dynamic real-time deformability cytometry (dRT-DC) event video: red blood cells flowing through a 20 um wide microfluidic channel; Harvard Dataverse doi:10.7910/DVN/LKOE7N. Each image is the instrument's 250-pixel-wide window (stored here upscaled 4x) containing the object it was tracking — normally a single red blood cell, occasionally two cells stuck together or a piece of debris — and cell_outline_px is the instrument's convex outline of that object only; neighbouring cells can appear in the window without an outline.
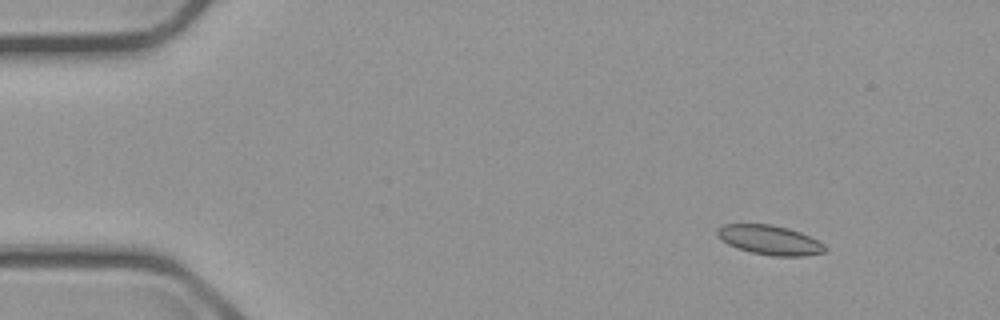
{"species": "common noctule bat (a hibernating species)", "species_latin": "Nyctalus noctula", "temperature_condition": "cold", "stored_images_in_passage": 3, "camera_frame_rate_fps": 3000, "um_per_image_px": 0.085, "animal": {"sex": "male", "body_mass_g": 23.1, "forearm_length_mm": 52.7}, "frame": {"image": 1, "passage_image": 1, "time_ms": 0.0, "image_size_px": [1000, 320], "cell_outline_px": [[828, 248], [824, 252], [804, 256], [772, 256], [752, 252], [736, 248], [728, 244], [716, 236], [716, 232], [724, 224], [772, 224], [788, 228], [800, 232], [824, 244]], "centroid_in_image_um": [65.42, 20.4], "position_along_channel_um": 19.6, "area_um2": 18.44}}
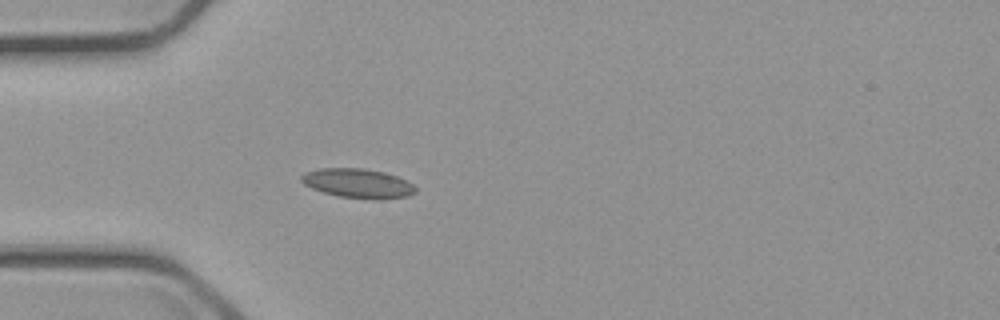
{"frame": {"image": 2, "passage_image": 3, "time_ms": 3.333, "image_size_px": [1000, 320], "cell_outline_px": [[416, 192], [408, 196], [380, 200], [372, 200], [340, 196], [324, 192], [312, 188], [304, 184], [300, 180], [300, 176], [304, 172], [320, 168], [364, 168], [384, 172], [396, 176], [412, 184], [416, 188]], "centroid_in_image_um": [30.41, 15.58], "position_along_channel_um": 54.6, "area_um2": 19.59}}